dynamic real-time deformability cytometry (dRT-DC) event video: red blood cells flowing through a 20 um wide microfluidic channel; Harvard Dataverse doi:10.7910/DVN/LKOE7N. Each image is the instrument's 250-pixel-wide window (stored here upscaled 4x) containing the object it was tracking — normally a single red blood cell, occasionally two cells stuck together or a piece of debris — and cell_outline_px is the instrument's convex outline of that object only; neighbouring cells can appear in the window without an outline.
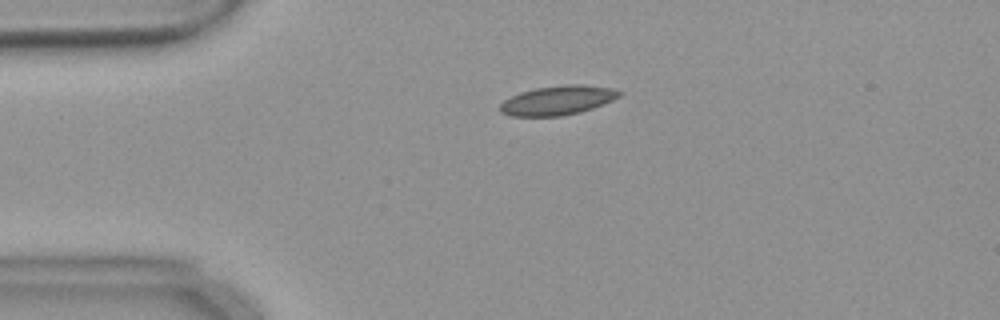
{"species": "common noctule bat (a hibernating species)", "species_latin": "Nyctalus noctula", "temperature_condition": "warm", "stored_images_in_passage": 55, "camera_frame_rate_fps": 3000, "um_per_image_px": 0.085, "animal": {"sex": "female", "body_mass_g": 18.4}, "frame": {"image": 1, "passage_image": 12, "time_ms": 3.667, "image_size_px": [1000, 320], "cell_outline_px": [[624, 92], [620, 96], [612, 100], [592, 108], [580, 112], [560, 116], [512, 116], [500, 112], [500, 104], [504, 100], [520, 92], [536, 88], [564, 84], [584, 84], [612, 88]], "centroid_in_image_um": [47.41, 8.52], "position_along_channel_um": 37.6, "area_um2": 20.35}}
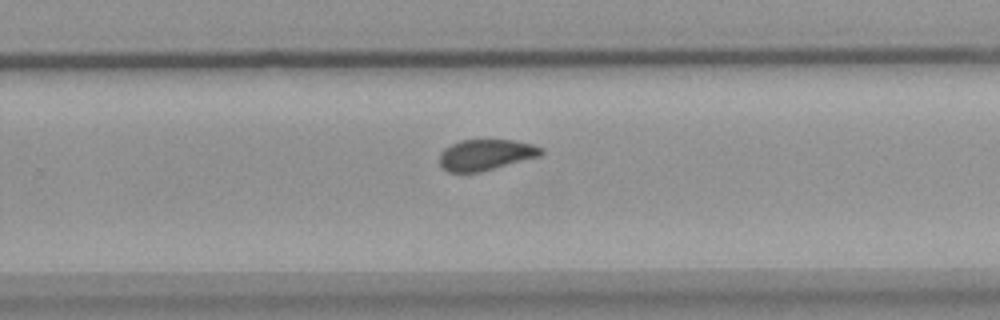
{"frame": {"image": 2, "passage_image": 35, "time_ms": 11.333, "image_size_px": [1000, 320], "cell_outline_px": [[544, 152], [540, 156], [480, 172], [448, 172], [440, 164], [440, 152], [444, 148], [460, 140], [516, 140], [532, 144], [544, 148]], "centroid_in_image_um": [41.31, 13.15], "position_along_channel_um": 288.5, "area_um2": 18.32}}
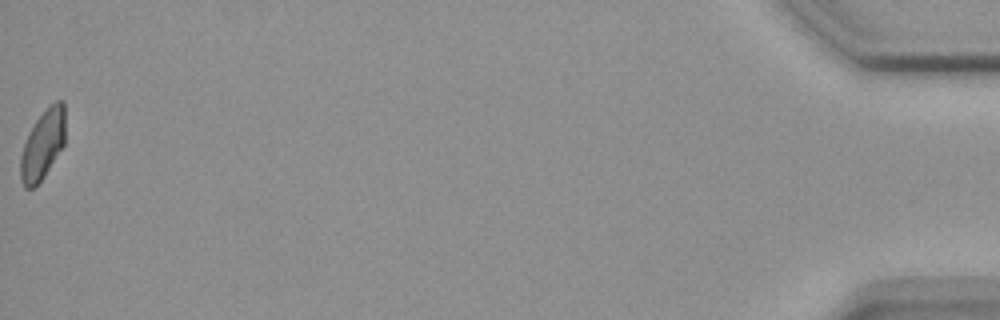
{"frame": {"image": 3, "passage_image": 55, "time_ms": 18.0, "image_size_px": [1000, 320], "cell_outline_px": [[64, 144], [44, 176], [32, 188], [24, 188], [20, 176], [20, 156], [28, 132], [36, 120], [56, 100], [64, 100]], "centroid_in_image_um": [3.62, 12.3], "position_along_channel_um": 431.6, "area_um2": 17.74}, "authors_computed_cell_mechanics": {"area_um2": 19.074, "velocity_mm_per_s": 3.6654, "shape_relaxation_time_tau1_ms": 10.4618, "shape_relaxation_time_tau2_ms": 1.3413, "deformation_change_tau1": 0.1775, "deformation_change_tau2": 0.0453}}